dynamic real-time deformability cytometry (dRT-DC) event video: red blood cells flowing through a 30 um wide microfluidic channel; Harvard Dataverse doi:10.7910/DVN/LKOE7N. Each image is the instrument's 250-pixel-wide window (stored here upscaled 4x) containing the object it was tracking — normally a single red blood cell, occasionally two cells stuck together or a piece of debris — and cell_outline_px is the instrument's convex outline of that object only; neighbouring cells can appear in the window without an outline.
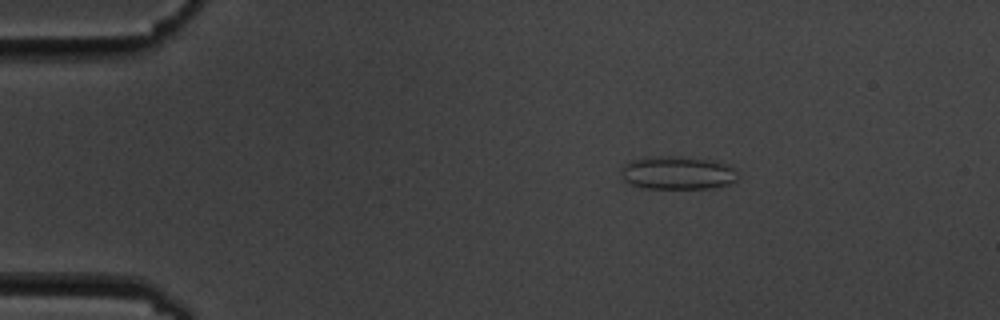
{"species": "common noctule bat (a hibernating species)", "species_latin": "Nyctalus noctula", "temperature_condition": "cold", "stored_images_in_passage": 3, "camera_frame_rate_fps": 3000, "um_per_image_px": 0.085, "animal": {"sex": "male", "body_mass_g": 19.5, "forearm_length_mm": 54.6}, "frame": {"image": 1, "passage_image": 1, "time_ms": 0.0, "image_size_px": [1000, 320], "cell_outline_px": [[736, 180], [728, 184], [708, 188], [644, 188], [632, 184], [624, 180], [620, 172], [624, 164], [632, 160], [652, 156], [680, 156], [716, 160], [732, 168], [736, 172]], "centroid_in_image_um": [57.56, 14.68], "position_along_channel_um": 27.4, "area_um2": 22.48}}